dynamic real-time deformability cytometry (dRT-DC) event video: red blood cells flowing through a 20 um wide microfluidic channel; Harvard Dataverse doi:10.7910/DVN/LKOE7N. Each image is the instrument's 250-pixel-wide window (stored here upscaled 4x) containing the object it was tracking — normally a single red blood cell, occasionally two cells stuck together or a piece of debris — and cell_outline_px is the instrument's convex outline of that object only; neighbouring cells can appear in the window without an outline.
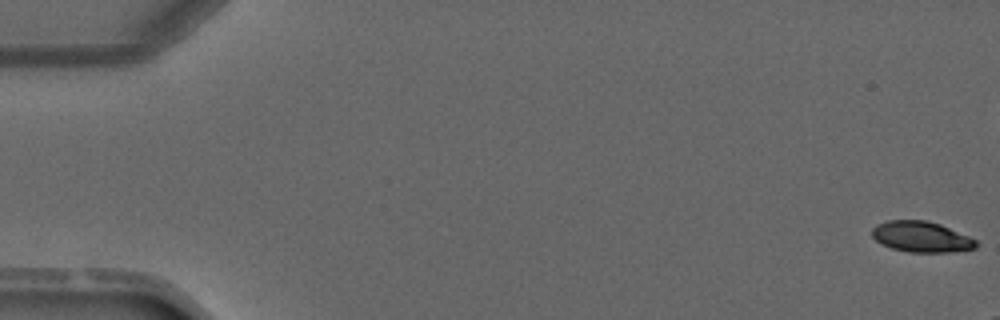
{"species": "common noctule bat (a hibernating species)", "species_latin": "Nyctalus noctula", "temperature_condition": "warm", "stored_images_in_passage": 5, "camera_frame_rate_fps": 3000, "um_per_image_px": 0.085, "animal": {"sex": "male", "forearm_length_mm": 52.5}, "frame": {"image": 1, "passage_image": 1, "time_ms": 0.0, "image_size_px": [1000, 320], "cell_outline_px": [[980, 244], [976, 248], [948, 252], [908, 252], [892, 248], [876, 240], [872, 236], [872, 228], [876, 224], [888, 220], [924, 220], [940, 224], [968, 236], [976, 240]], "centroid_in_image_um": [78.32, 20.12], "position_along_channel_um": 6.7, "area_um2": 18.55}}